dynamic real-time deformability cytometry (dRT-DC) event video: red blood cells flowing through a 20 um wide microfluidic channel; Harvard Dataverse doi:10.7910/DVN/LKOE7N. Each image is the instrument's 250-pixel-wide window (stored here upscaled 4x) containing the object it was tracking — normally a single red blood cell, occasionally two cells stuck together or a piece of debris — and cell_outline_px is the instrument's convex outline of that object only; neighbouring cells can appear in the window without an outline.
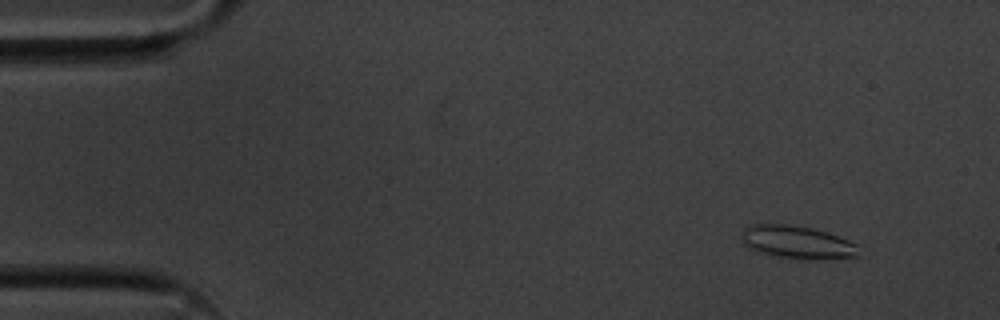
{"species": "common noctule bat (a hibernating species)", "species_latin": "Nyctalus noctula", "temperature_condition": "cold", "stored_images_in_passage": 54, "camera_frame_rate_fps": 3000, "um_per_image_px": 0.085, "animal": {"sex": "male", "body_mass_g": 20.1, "forearm_length_mm": 53.5}, "frame": {"image": 1, "passage_image": 4, "time_ms": 1.0, "image_size_px": [1000, 320], "cell_outline_px": [[860, 256], [776, 256], [756, 252], [748, 248], [740, 240], [744, 228], [748, 224], [784, 224], [812, 228], [848, 240], [856, 244]], "centroid_in_image_um": [67.6, 20.52], "position_along_channel_um": 17.4, "area_um2": 21.27}}
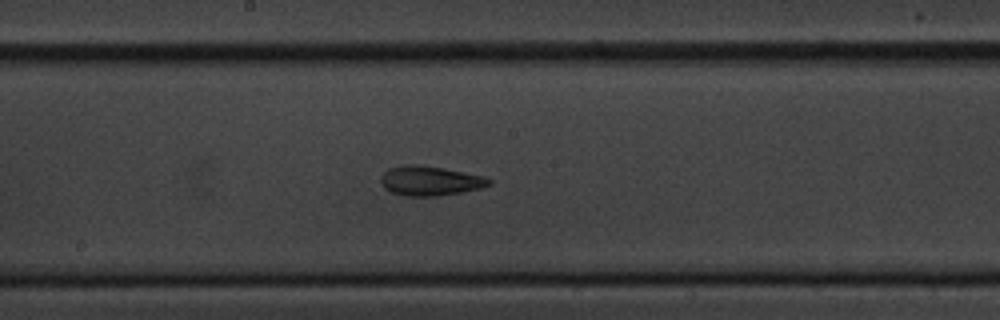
{"frame": {"image": 2, "passage_image": 28, "time_ms": 9.0, "image_size_px": [1000, 320], "cell_outline_px": [[492, 184], [480, 188], [460, 192], [436, 196], [404, 196], [392, 192], [384, 188], [380, 184], [380, 176], [388, 168], [404, 164], [416, 164], [444, 168], [484, 176], [492, 180]], "centroid_in_image_um": [36.52, 15.36], "position_along_channel_um": 211.7, "area_um2": 18.79}}
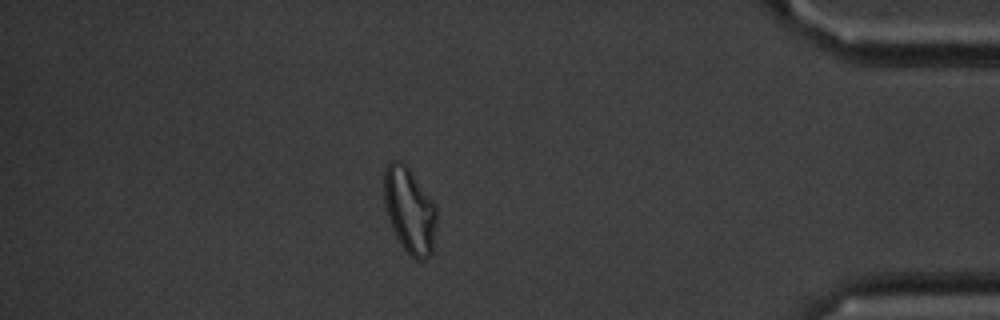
{"frame": {"image": 3, "passage_image": 47, "time_ms": 15.333, "image_size_px": [1000, 320], "cell_outline_px": [[436, 220], [432, 252], [424, 260], [416, 260], [404, 248], [396, 236], [392, 228], [384, 204], [384, 168], [392, 160], [400, 160], [408, 168], [436, 204]], "centroid_in_image_um": [34.81, 17.86], "position_along_channel_um": 400.4, "area_um2": 26.01}, "authors_computed_cell_mechanics": {"area_um2": 19.8254, "velocity_mm_per_s": 3.6029, "shape_relaxation_time_tau1_ms": null, "shape_relaxation_time_tau2_ms": 1.7955, "deformation_change_tau1": null, "deformation_change_tau2": 0.0809}}